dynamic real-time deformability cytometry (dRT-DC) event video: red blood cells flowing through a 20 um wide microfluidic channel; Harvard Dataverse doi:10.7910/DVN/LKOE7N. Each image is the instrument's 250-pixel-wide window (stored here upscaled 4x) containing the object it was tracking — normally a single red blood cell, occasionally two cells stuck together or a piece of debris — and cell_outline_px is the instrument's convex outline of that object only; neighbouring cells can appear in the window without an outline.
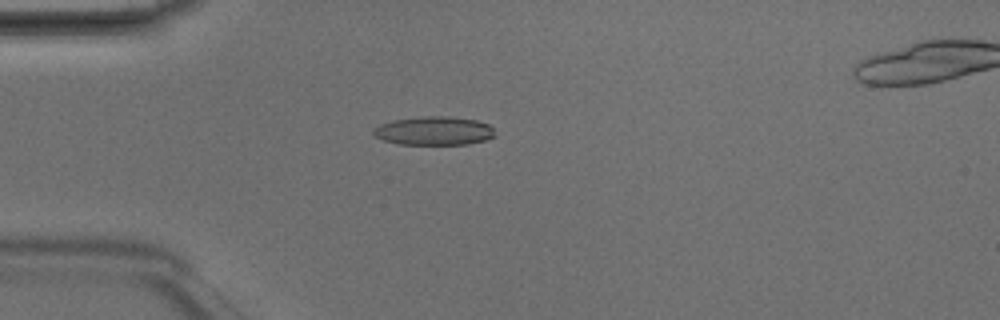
{"species": "Egyptian fruit bat (a non-hibernating species)", "species_latin": "Rousettus aegyptiacus", "temperature_condition": "room temperature", "stored_images_in_passage": 2, "camera_frame_rate_fps": 3000, "um_per_image_px": 0.085, "animal": {"sex": "male"}, "frame": {"image": 1, "passage_image": 1, "time_ms": 0.0, "image_size_px": [1000, 320], "cell_outline_px": [[496, 136], [484, 140], [468, 144], [400, 144], [384, 140], [376, 136], [372, 132], [380, 124], [392, 120], [424, 116], [448, 116], [476, 120], [488, 124], [492, 128]], "centroid_in_image_um": [36.91, 11.11], "position_along_channel_um": 48.1, "area_um2": 20.11}}